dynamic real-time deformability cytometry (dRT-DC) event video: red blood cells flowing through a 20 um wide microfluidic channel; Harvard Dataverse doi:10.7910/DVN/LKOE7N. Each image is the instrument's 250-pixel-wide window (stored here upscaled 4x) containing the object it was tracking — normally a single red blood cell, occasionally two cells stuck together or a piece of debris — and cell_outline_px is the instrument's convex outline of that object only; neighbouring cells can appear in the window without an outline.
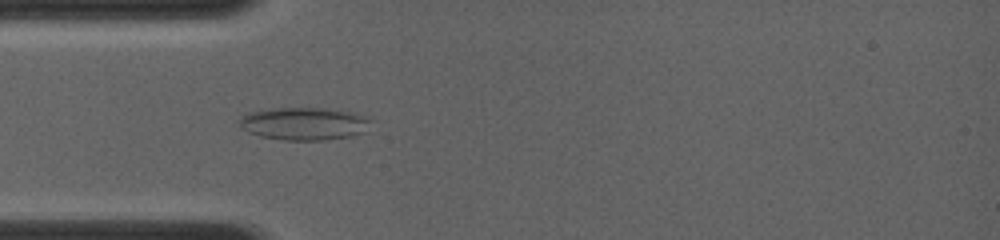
{"species": "common noctule bat (a hibernating species)", "species_latin": "Nyctalus noctula", "temperature_condition": "room temperature", "stored_images_in_passage": 4, "camera_frame_rate_fps": 4000, "um_per_image_px": 0.085, "animal": {"sex": "female", "body_mass_g": 19.0, "forearm_length_mm": 56.7}, "frame": {"image": 1, "passage_image": 4, "time_ms": 3.0, "image_size_px": [1000, 240], "cell_outline_px": [[372, 120], [364, 132], [352, 136], [324, 140], [284, 140], [260, 136], [248, 132], [240, 128], [240, 116], [248, 112], [276, 108], [320, 108], [352, 112], [368, 116]], "centroid_in_image_um": [25.85, 10.51], "position_along_channel_um": 59.2, "area_um2": 25.14}}